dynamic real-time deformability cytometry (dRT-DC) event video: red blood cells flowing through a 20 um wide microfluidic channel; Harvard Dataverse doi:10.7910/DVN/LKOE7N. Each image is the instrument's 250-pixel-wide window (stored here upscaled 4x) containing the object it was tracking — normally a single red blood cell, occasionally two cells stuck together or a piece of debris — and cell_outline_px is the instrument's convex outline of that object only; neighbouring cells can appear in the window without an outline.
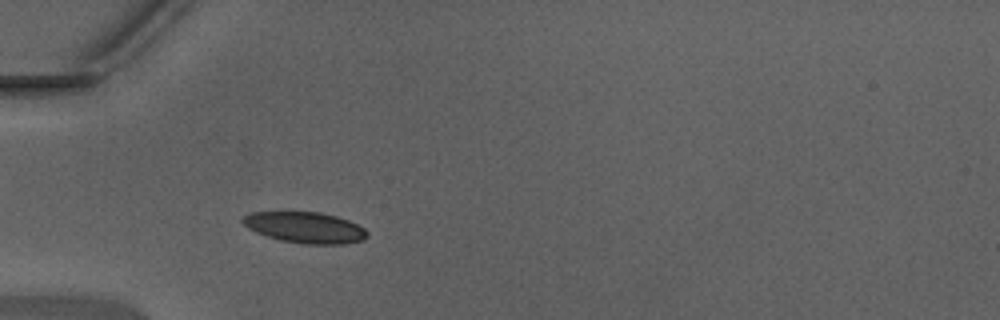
{"species": "Egyptian fruit bat (a non-hibernating species)", "species_latin": "Rousettus aegyptiacus", "temperature_condition": "warm", "stored_images_in_passage": 34, "camera_frame_rate_fps": 3000, "um_per_image_px": 0.085, "animal": {"sex": "male"}, "frame": {"image": 1, "passage_image": 4, "time_ms": 1.0, "image_size_px": [1000, 320], "cell_outline_px": [[368, 236], [364, 240], [344, 244], [304, 244], [280, 240], [256, 232], [248, 228], [240, 220], [244, 216], [252, 212], [320, 212], [336, 216], [348, 220], [364, 228], [368, 232]], "centroid_in_image_um": [25.95, 19.34], "position_along_channel_um": 59.0, "area_um2": 22.48}}
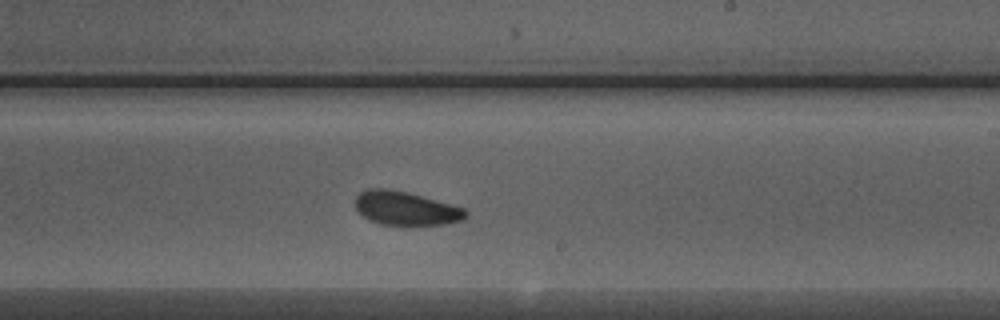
{"frame": {"image": 2, "passage_image": 18, "time_ms": 5.667, "image_size_px": [1000, 320], "cell_outline_px": [[468, 216], [464, 220], [448, 224], [380, 224], [368, 220], [356, 208], [356, 196], [360, 192], [368, 188], [388, 188], [408, 192], [464, 208], [468, 212]], "centroid_in_image_um": [34.5, 17.7], "position_along_channel_um": 254.5, "area_um2": 21.62}}
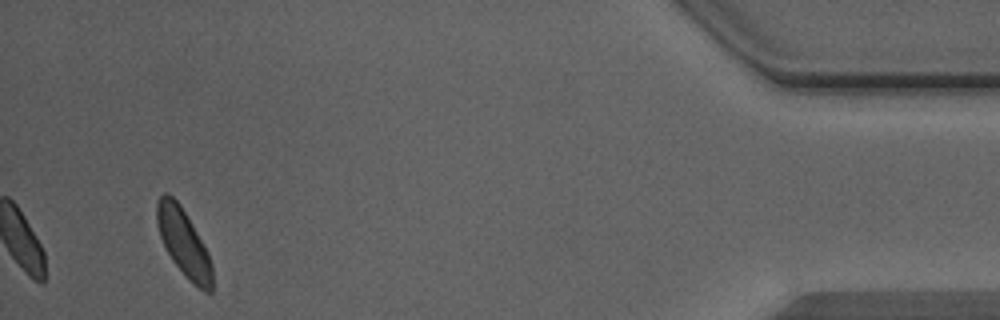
{"frame": {"image": 3, "passage_image": 34, "time_ms": 11.0, "image_size_px": [1000, 320], "cell_outline_px": [[212, 292], [204, 292], [188, 280], [172, 260], [160, 236], [156, 224], [156, 204], [160, 196], [164, 192], [168, 192], [180, 204], [208, 252], [212, 264]], "centroid_in_image_um": [15.6, 20.63], "position_along_channel_um": 419.6, "area_um2": 21.62}, "authors_computed_cell_mechanics": {"area_um2": 21.675, "velocity_mm_per_s": 4.3584, "shape_relaxation_time_tau1_ms": 1.2948, "shape_relaxation_time_tau2_ms": 2.9554, "deformation_change_tau1": 0.0742, "deformation_change_tau2": 0.0909}}